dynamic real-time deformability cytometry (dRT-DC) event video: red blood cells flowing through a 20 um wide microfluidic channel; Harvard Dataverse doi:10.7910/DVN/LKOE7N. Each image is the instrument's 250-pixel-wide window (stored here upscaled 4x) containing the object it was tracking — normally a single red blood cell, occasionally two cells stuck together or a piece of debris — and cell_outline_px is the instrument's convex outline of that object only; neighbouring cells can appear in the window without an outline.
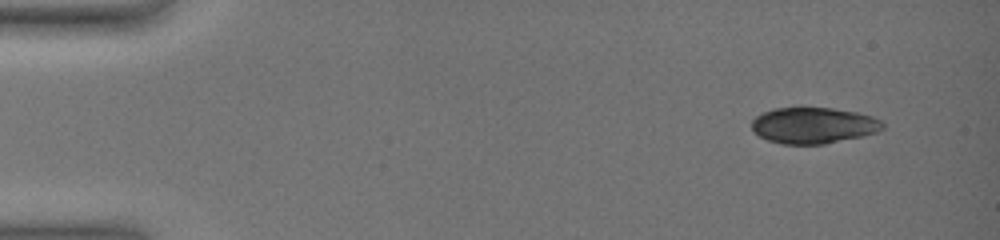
{"species": "common noctule bat (a hibernating species)", "species_latin": "Nyctalus noctula", "temperature_condition": "warm", "stored_images_in_passage": 68, "camera_frame_rate_fps": 3000, "um_per_image_px": 0.085, "animal": {"sex": "female", "body_mass_g": 19.0, "forearm_length_mm": 51.5}, "frame": {"image": 1, "passage_image": 1, "time_ms": 0.0, "image_size_px": [1000, 240], "cell_outline_px": [[884, 128], [876, 132], [860, 136], [824, 144], [780, 144], [768, 140], [760, 136], [752, 128], [752, 120], [756, 116], [772, 108], [832, 108], [856, 112], [872, 116], [880, 120], [884, 124]], "centroid_in_image_um": [69.13, 10.66], "position_along_channel_um": 15.9, "area_um2": 27.34}}
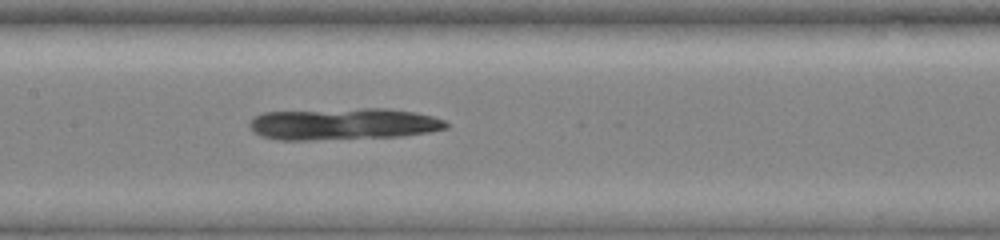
{"frame": {"image": 2, "passage_image": 39, "time_ms": 8.0, "image_size_px": [1000, 240], "cell_outline_px": [[448, 128], [428, 132], [400, 136], [312, 140], [276, 140], [260, 136], [252, 132], [248, 124], [256, 116], [264, 112], [364, 108], [388, 108], [416, 112], [432, 116], [444, 120], [448, 124]], "centroid_in_image_um": [29.16, 10.54], "position_along_channel_um": 178.2, "area_um2": 36.53}}
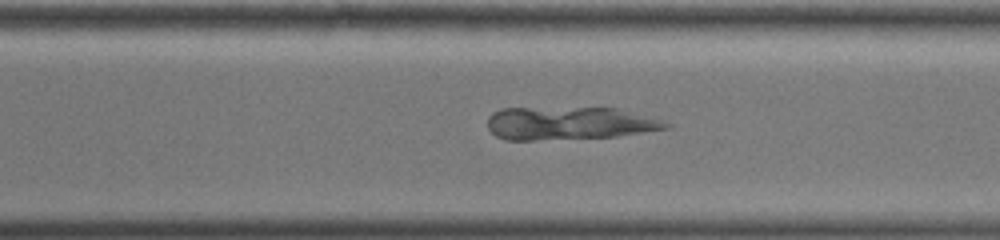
{"frame": {"image": 3, "passage_image": 59, "time_ms": 12.0, "image_size_px": [1000, 240], "cell_outline_px": [[672, 128], [616, 136], [532, 140], [504, 140], [496, 136], [488, 128], [488, 116], [492, 112], [500, 108], [620, 108], [660, 120], [672, 124]], "centroid_in_image_um": [48.37, 10.47], "position_along_channel_um": 322.2, "area_um2": 34.28}}